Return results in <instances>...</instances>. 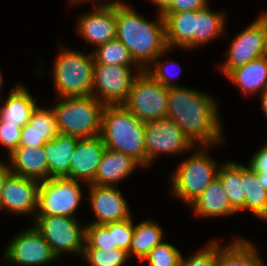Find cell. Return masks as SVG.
Returning <instances> with one entry per match:
<instances>
[{
  "instance_id": "cell-41",
  "label": "cell",
  "mask_w": 267,
  "mask_h": 266,
  "mask_svg": "<svg viewBox=\"0 0 267 266\" xmlns=\"http://www.w3.org/2000/svg\"><path fill=\"white\" fill-rule=\"evenodd\" d=\"M249 161L248 166L257 173L263 169H267V143Z\"/></svg>"
},
{
  "instance_id": "cell-4",
  "label": "cell",
  "mask_w": 267,
  "mask_h": 266,
  "mask_svg": "<svg viewBox=\"0 0 267 266\" xmlns=\"http://www.w3.org/2000/svg\"><path fill=\"white\" fill-rule=\"evenodd\" d=\"M53 64L57 98L92 95L94 58L89 54L61 47Z\"/></svg>"
},
{
  "instance_id": "cell-38",
  "label": "cell",
  "mask_w": 267,
  "mask_h": 266,
  "mask_svg": "<svg viewBox=\"0 0 267 266\" xmlns=\"http://www.w3.org/2000/svg\"><path fill=\"white\" fill-rule=\"evenodd\" d=\"M22 127L0 120V144L7 149L8 156L19 147Z\"/></svg>"
},
{
  "instance_id": "cell-1",
  "label": "cell",
  "mask_w": 267,
  "mask_h": 266,
  "mask_svg": "<svg viewBox=\"0 0 267 266\" xmlns=\"http://www.w3.org/2000/svg\"><path fill=\"white\" fill-rule=\"evenodd\" d=\"M216 102L203 91L182 86L170 87L167 118L175 122L193 144L212 147L224 140Z\"/></svg>"
},
{
  "instance_id": "cell-7",
  "label": "cell",
  "mask_w": 267,
  "mask_h": 266,
  "mask_svg": "<svg viewBox=\"0 0 267 266\" xmlns=\"http://www.w3.org/2000/svg\"><path fill=\"white\" fill-rule=\"evenodd\" d=\"M167 97L168 88L142 70L134 79L122 105L144 122L160 120L167 118Z\"/></svg>"
},
{
  "instance_id": "cell-16",
  "label": "cell",
  "mask_w": 267,
  "mask_h": 266,
  "mask_svg": "<svg viewBox=\"0 0 267 266\" xmlns=\"http://www.w3.org/2000/svg\"><path fill=\"white\" fill-rule=\"evenodd\" d=\"M89 197L96 220L92 223L107 224L125 221L132 217L129 205L117 186L89 184Z\"/></svg>"
},
{
  "instance_id": "cell-15",
  "label": "cell",
  "mask_w": 267,
  "mask_h": 266,
  "mask_svg": "<svg viewBox=\"0 0 267 266\" xmlns=\"http://www.w3.org/2000/svg\"><path fill=\"white\" fill-rule=\"evenodd\" d=\"M40 182L11 173L1 191L0 210L17 215L36 216Z\"/></svg>"
},
{
  "instance_id": "cell-46",
  "label": "cell",
  "mask_w": 267,
  "mask_h": 266,
  "mask_svg": "<svg viewBox=\"0 0 267 266\" xmlns=\"http://www.w3.org/2000/svg\"><path fill=\"white\" fill-rule=\"evenodd\" d=\"M87 1H89V2H92V1H94L95 3L97 2L98 3V1H99V3L101 2V0H70V2H71V5L72 4H77V3H79V4H81L82 2L84 3V2H87ZM103 1H105V0H102V2Z\"/></svg>"
},
{
  "instance_id": "cell-18",
  "label": "cell",
  "mask_w": 267,
  "mask_h": 266,
  "mask_svg": "<svg viewBox=\"0 0 267 266\" xmlns=\"http://www.w3.org/2000/svg\"><path fill=\"white\" fill-rule=\"evenodd\" d=\"M80 138L59 133L43 146L48 162V179L69 178L70 164Z\"/></svg>"
},
{
  "instance_id": "cell-23",
  "label": "cell",
  "mask_w": 267,
  "mask_h": 266,
  "mask_svg": "<svg viewBox=\"0 0 267 266\" xmlns=\"http://www.w3.org/2000/svg\"><path fill=\"white\" fill-rule=\"evenodd\" d=\"M36 102L37 100L22 84H17L9 92L3 105L0 106V120L23 127L28 124L37 106Z\"/></svg>"
},
{
  "instance_id": "cell-44",
  "label": "cell",
  "mask_w": 267,
  "mask_h": 266,
  "mask_svg": "<svg viewBox=\"0 0 267 266\" xmlns=\"http://www.w3.org/2000/svg\"><path fill=\"white\" fill-rule=\"evenodd\" d=\"M257 177L263 188L267 190V169H263L257 173Z\"/></svg>"
},
{
  "instance_id": "cell-47",
  "label": "cell",
  "mask_w": 267,
  "mask_h": 266,
  "mask_svg": "<svg viewBox=\"0 0 267 266\" xmlns=\"http://www.w3.org/2000/svg\"><path fill=\"white\" fill-rule=\"evenodd\" d=\"M260 16L265 20L266 28H267V12L263 13V15H260Z\"/></svg>"
},
{
  "instance_id": "cell-8",
  "label": "cell",
  "mask_w": 267,
  "mask_h": 266,
  "mask_svg": "<svg viewBox=\"0 0 267 266\" xmlns=\"http://www.w3.org/2000/svg\"><path fill=\"white\" fill-rule=\"evenodd\" d=\"M33 223L57 258L65 253L82 255L85 243V226H81L77 218L35 216Z\"/></svg>"
},
{
  "instance_id": "cell-39",
  "label": "cell",
  "mask_w": 267,
  "mask_h": 266,
  "mask_svg": "<svg viewBox=\"0 0 267 266\" xmlns=\"http://www.w3.org/2000/svg\"><path fill=\"white\" fill-rule=\"evenodd\" d=\"M208 4V0H173L163 13L202 10L206 8Z\"/></svg>"
},
{
  "instance_id": "cell-3",
  "label": "cell",
  "mask_w": 267,
  "mask_h": 266,
  "mask_svg": "<svg viewBox=\"0 0 267 266\" xmlns=\"http://www.w3.org/2000/svg\"><path fill=\"white\" fill-rule=\"evenodd\" d=\"M145 129L146 122L138 119L122 104L104 106L99 135L105 148L127 154L144 167Z\"/></svg>"
},
{
  "instance_id": "cell-27",
  "label": "cell",
  "mask_w": 267,
  "mask_h": 266,
  "mask_svg": "<svg viewBox=\"0 0 267 266\" xmlns=\"http://www.w3.org/2000/svg\"><path fill=\"white\" fill-rule=\"evenodd\" d=\"M245 206L241 210H250L256 217L267 221V190L260 184L257 172L249 166L242 165Z\"/></svg>"
},
{
  "instance_id": "cell-45",
  "label": "cell",
  "mask_w": 267,
  "mask_h": 266,
  "mask_svg": "<svg viewBox=\"0 0 267 266\" xmlns=\"http://www.w3.org/2000/svg\"><path fill=\"white\" fill-rule=\"evenodd\" d=\"M261 106L264 111L265 117L267 118V89L260 94Z\"/></svg>"
},
{
  "instance_id": "cell-32",
  "label": "cell",
  "mask_w": 267,
  "mask_h": 266,
  "mask_svg": "<svg viewBox=\"0 0 267 266\" xmlns=\"http://www.w3.org/2000/svg\"><path fill=\"white\" fill-rule=\"evenodd\" d=\"M84 248H100L104 251L118 249L115 245L114 230H109L104 224L90 222L85 225Z\"/></svg>"
},
{
  "instance_id": "cell-19",
  "label": "cell",
  "mask_w": 267,
  "mask_h": 266,
  "mask_svg": "<svg viewBox=\"0 0 267 266\" xmlns=\"http://www.w3.org/2000/svg\"><path fill=\"white\" fill-rule=\"evenodd\" d=\"M138 165L140 164L131 156L105 148L91 184L117 186V182L129 177Z\"/></svg>"
},
{
  "instance_id": "cell-24",
  "label": "cell",
  "mask_w": 267,
  "mask_h": 266,
  "mask_svg": "<svg viewBox=\"0 0 267 266\" xmlns=\"http://www.w3.org/2000/svg\"><path fill=\"white\" fill-rule=\"evenodd\" d=\"M189 206L201 217H223L238 213L230 204L218 178L213 180L203 193Z\"/></svg>"
},
{
  "instance_id": "cell-14",
  "label": "cell",
  "mask_w": 267,
  "mask_h": 266,
  "mask_svg": "<svg viewBox=\"0 0 267 266\" xmlns=\"http://www.w3.org/2000/svg\"><path fill=\"white\" fill-rule=\"evenodd\" d=\"M120 1V2H119ZM105 1L93 6L91 12L82 14L77 19V33L89 44L98 47L116 38L115 6L125 5V2Z\"/></svg>"
},
{
  "instance_id": "cell-21",
  "label": "cell",
  "mask_w": 267,
  "mask_h": 266,
  "mask_svg": "<svg viewBox=\"0 0 267 266\" xmlns=\"http://www.w3.org/2000/svg\"><path fill=\"white\" fill-rule=\"evenodd\" d=\"M165 20L167 48L194 49L196 11L162 13Z\"/></svg>"
},
{
  "instance_id": "cell-10",
  "label": "cell",
  "mask_w": 267,
  "mask_h": 266,
  "mask_svg": "<svg viewBox=\"0 0 267 266\" xmlns=\"http://www.w3.org/2000/svg\"><path fill=\"white\" fill-rule=\"evenodd\" d=\"M131 68L133 69L132 66L104 65L94 61L92 95L104 105L123 104L139 74Z\"/></svg>"
},
{
  "instance_id": "cell-20",
  "label": "cell",
  "mask_w": 267,
  "mask_h": 266,
  "mask_svg": "<svg viewBox=\"0 0 267 266\" xmlns=\"http://www.w3.org/2000/svg\"><path fill=\"white\" fill-rule=\"evenodd\" d=\"M9 167L13 174L38 180H48V162L43 146L18 147L9 156Z\"/></svg>"
},
{
  "instance_id": "cell-40",
  "label": "cell",
  "mask_w": 267,
  "mask_h": 266,
  "mask_svg": "<svg viewBox=\"0 0 267 266\" xmlns=\"http://www.w3.org/2000/svg\"><path fill=\"white\" fill-rule=\"evenodd\" d=\"M45 143L46 141L42 139V135L33 130L29 124L22 127L19 147L35 148L44 146Z\"/></svg>"
},
{
  "instance_id": "cell-6",
  "label": "cell",
  "mask_w": 267,
  "mask_h": 266,
  "mask_svg": "<svg viewBox=\"0 0 267 266\" xmlns=\"http://www.w3.org/2000/svg\"><path fill=\"white\" fill-rule=\"evenodd\" d=\"M210 146H200V149L191 153L171 175L172 193L191 204L217 178L219 164L207 155Z\"/></svg>"
},
{
  "instance_id": "cell-42",
  "label": "cell",
  "mask_w": 267,
  "mask_h": 266,
  "mask_svg": "<svg viewBox=\"0 0 267 266\" xmlns=\"http://www.w3.org/2000/svg\"><path fill=\"white\" fill-rule=\"evenodd\" d=\"M11 170L9 167V164L3 163V161H0V196H1V191L4 187V184L8 178V176L11 174Z\"/></svg>"
},
{
  "instance_id": "cell-43",
  "label": "cell",
  "mask_w": 267,
  "mask_h": 266,
  "mask_svg": "<svg viewBox=\"0 0 267 266\" xmlns=\"http://www.w3.org/2000/svg\"><path fill=\"white\" fill-rule=\"evenodd\" d=\"M151 1L153 4L157 5V9L159 13H163L171 4L173 0H148Z\"/></svg>"
},
{
  "instance_id": "cell-36",
  "label": "cell",
  "mask_w": 267,
  "mask_h": 266,
  "mask_svg": "<svg viewBox=\"0 0 267 266\" xmlns=\"http://www.w3.org/2000/svg\"><path fill=\"white\" fill-rule=\"evenodd\" d=\"M109 230H114L115 245L118 248L129 252L134 233L132 217L120 222L104 224Z\"/></svg>"
},
{
  "instance_id": "cell-22",
  "label": "cell",
  "mask_w": 267,
  "mask_h": 266,
  "mask_svg": "<svg viewBox=\"0 0 267 266\" xmlns=\"http://www.w3.org/2000/svg\"><path fill=\"white\" fill-rule=\"evenodd\" d=\"M226 77L245 95L267 89V55L232 69Z\"/></svg>"
},
{
  "instance_id": "cell-9",
  "label": "cell",
  "mask_w": 267,
  "mask_h": 266,
  "mask_svg": "<svg viewBox=\"0 0 267 266\" xmlns=\"http://www.w3.org/2000/svg\"><path fill=\"white\" fill-rule=\"evenodd\" d=\"M79 184V181L66 177L41 181L36 216L77 218L74 213L84 196Z\"/></svg>"
},
{
  "instance_id": "cell-5",
  "label": "cell",
  "mask_w": 267,
  "mask_h": 266,
  "mask_svg": "<svg viewBox=\"0 0 267 266\" xmlns=\"http://www.w3.org/2000/svg\"><path fill=\"white\" fill-rule=\"evenodd\" d=\"M61 99V100H60ZM52 106L58 132L78 138L100 134L104 104L93 95L83 97H59Z\"/></svg>"
},
{
  "instance_id": "cell-2",
  "label": "cell",
  "mask_w": 267,
  "mask_h": 266,
  "mask_svg": "<svg viewBox=\"0 0 267 266\" xmlns=\"http://www.w3.org/2000/svg\"><path fill=\"white\" fill-rule=\"evenodd\" d=\"M131 5L115 6L116 38L129 50L135 63L145 70L167 49L165 20L162 13L148 21Z\"/></svg>"
},
{
  "instance_id": "cell-26",
  "label": "cell",
  "mask_w": 267,
  "mask_h": 266,
  "mask_svg": "<svg viewBox=\"0 0 267 266\" xmlns=\"http://www.w3.org/2000/svg\"><path fill=\"white\" fill-rule=\"evenodd\" d=\"M217 178L222 183L231 206L240 212L245 206L244 182L242 181V164L225 161L219 166Z\"/></svg>"
},
{
  "instance_id": "cell-29",
  "label": "cell",
  "mask_w": 267,
  "mask_h": 266,
  "mask_svg": "<svg viewBox=\"0 0 267 266\" xmlns=\"http://www.w3.org/2000/svg\"><path fill=\"white\" fill-rule=\"evenodd\" d=\"M163 231L161 226L152 220H145L134 225L129 257L135 256L142 261L156 245L163 241Z\"/></svg>"
},
{
  "instance_id": "cell-48",
  "label": "cell",
  "mask_w": 267,
  "mask_h": 266,
  "mask_svg": "<svg viewBox=\"0 0 267 266\" xmlns=\"http://www.w3.org/2000/svg\"><path fill=\"white\" fill-rule=\"evenodd\" d=\"M2 79H3V74L0 71V89L2 88V83H3ZM0 92H1V90H0Z\"/></svg>"
},
{
  "instance_id": "cell-34",
  "label": "cell",
  "mask_w": 267,
  "mask_h": 266,
  "mask_svg": "<svg viewBox=\"0 0 267 266\" xmlns=\"http://www.w3.org/2000/svg\"><path fill=\"white\" fill-rule=\"evenodd\" d=\"M182 253L173 244L164 240L156 245L142 261L149 266H179Z\"/></svg>"
},
{
  "instance_id": "cell-28",
  "label": "cell",
  "mask_w": 267,
  "mask_h": 266,
  "mask_svg": "<svg viewBox=\"0 0 267 266\" xmlns=\"http://www.w3.org/2000/svg\"><path fill=\"white\" fill-rule=\"evenodd\" d=\"M225 15L209 9L196 10L194 48L209 43L225 33Z\"/></svg>"
},
{
  "instance_id": "cell-17",
  "label": "cell",
  "mask_w": 267,
  "mask_h": 266,
  "mask_svg": "<svg viewBox=\"0 0 267 266\" xmlns=\"http://www.w3.org/2000/svg\"><path fill=\"white\" fill-rule=\"evenodd\" d=\"M105 145L100 135L80 138L70 164V179L87 184L94 181L95 174L101 162Z\"/></svg>"
},
{
  "instance_id": "cell-25",
  "label": "cell",
  "mask_w": 267,
  "mask_h": 266,
  "mask_svg": "<svg viewBox=\"0 0 267 266\" xmlns=\"http://www.w3.org/2000/svg\"><path fill=\"white\" fill-rule=\"evenodd\" d=\"M222 247L217 240L215 266H266L259 257L256 246L245 238L238 237Z\"/></svg>"
},
{
  "instance_id": "cell-35",
  "label": "cell",
  "mask_w": 267,
  "mask_h": 266,
  "mask_svg": "<svg viewBox=\"0 0 267 266\" xmlns=\"http://www.w3.org/2000/svg\"><path fill=\"white\" fill-rule=\"evenodd\" d=\"M170 51V48H167L165 51L162 52L159 56H157L153 62L145 69L146 72H148L154 79H156L159 83H161L163 86L170 88L180 85H175L173 82H171V77L174 78L175 76L171 75L169 67L179 66L178 63L173 62L172 60H169L167 62H160V57L165 54L166 52ZM159 60V61H158ZM176 64V65H175ZM153 68V69H152ZM176 68V67H175Z\"/></svg>"
},
{
  "instance_id": "cell-37",
  "label": "cell",
  "mask_w": 267,
  "mask_h": 266,
  "mask_svg": "<svg viewBox=\"0 0 267 266\" xmlns=\"http://www.w3.org/2000/svg\"><path fill=\"white\" fill-rule=\"evenodd\" d=\"M217 255V240H213L206 247L188 258L183 255L180 259L179 266H215Z\"/></svg>"
},
{
  "instance_id": "cell-13",
  "label": "cell",
  "mask_w": 267,
  "mask_h": 266,
  "mask_svg": "<svg viewBox=\"0 0 267 266\" xmlns=\"http://www.w3.org/2000/svg\"><path fill=\"white\" fill-rule=\"evenodd\" d=\"M22 231L7 245L4 261L19 266H41L58 259L34 226Z\"/></svg>"
},
{
  "instance_id": "cell-30",
  "label": "cell",
  "mask_w": 267,
  "mask_h": 266,
  "mask_svg": "<svg viewBox=\"0 0 267 266\" xmlns=\"http://www.w3.org/2000/svg\"><path fill=\"white\" fill-rule=\"evenodd\" d=\"M92 55L96 63L133 67L135 65L134 69H136V71H142L133 60L129 50L117 38L98 46L96 50L92 52Z\"/></svg>"
},
{
  "instance_id": "cell-31",
  "label": "cell",
  "mask_w": 267,
  "mask_h": 266,
  "mask_svg": "<svg viewBox=\"0 0 267 266\" xmlns=\"http://www.w3.org/2000/svg\"><path fill=\"white\" fill-rule=\"evenodd\" d=\"M28 124L38 134L42 135V139L46 142L59 134L56 115L52 107L46 109L37 105Z\"/></svg>"
},
{
  "instance_id": "cell-11",
  "label": "cell",
  "mask_w": 267,
  "mask_h": 266,
  "mask_svg": "<svg viewBox=\"0 0 267 266\" xmlns=\"http://www.w3.org/2000/svg\"><path fill=\"white\" fill-rule=\"evenodd\" d=\"M195 148L180 127L169 118L146 122V167L163 153L177 154Z\"/></svg>"
},
{
  "instance_id": "cell-12",
  "label": "cell",
  "mask_w": 267,
  "mask_h": 266,
  "mask_svg": "<svg viewBox=\"0 0 267 266\" xmlns=\"http://www.w3.org/2000/svg\"><path fill=\"white\" fill-rule=\"evenodd\" d=\"M227 60L221 65L223 74L267 55V28L265 20L259 16L242 30L231 42L227 50Z\"/></svg>"
},
{
  "instance_id": "cell-33",
  "label": "cell",
  "mask_w": 267,
  "mask_h": 266,
  "mask_svg": "<svg viewBox=\"0 0 267 266\" xmlns=\"http://www.w3.org/2000/svg\"><path fill=\"white\" fill-rule=\"evenodd\" d=\"M90 266H123L129 255L123 249L104 251L100 248H83L82 256Z\"/></svg>"
}]
</instances>
